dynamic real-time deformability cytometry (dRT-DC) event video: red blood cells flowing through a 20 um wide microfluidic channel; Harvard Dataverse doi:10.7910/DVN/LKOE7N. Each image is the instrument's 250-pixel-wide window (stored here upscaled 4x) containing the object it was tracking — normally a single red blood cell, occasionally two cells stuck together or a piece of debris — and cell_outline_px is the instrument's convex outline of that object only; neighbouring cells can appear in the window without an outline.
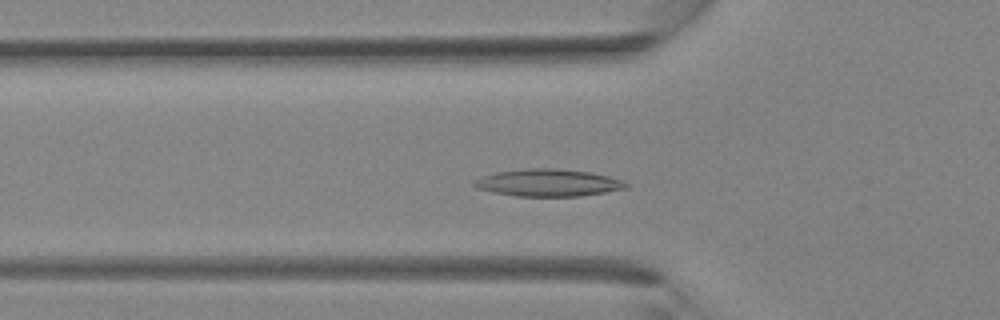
{"species": "Egyptian fruit bat (a non-hibernating species)", "species_latin": "Rousettus aegyptiacus", "temperature_condition": "room temperature", "stored_images_in_passage": 32, "camera_frame_rate_fps": 3000, "um_per_image_px": 0.085, "animal": {"sex": "female"}, "frame": {"image": 1, "passage_image": 9, "time_ms": 2.667, "image_size_px": [1000, 320], "cell_outline_px": [[628, 188], [580, 196], [516, 196], [492, 192], [476, 188], [472, 184], [476, 180], [484, 176], [496, 172], [524, 168], [556, 168], [588, 172], [608, 176], [624, 180], [628, 184]], "centroid_in_image_um": [46.6, 15.53], "position_along_channel_um": 79.2, "area_um2": 24.04}}
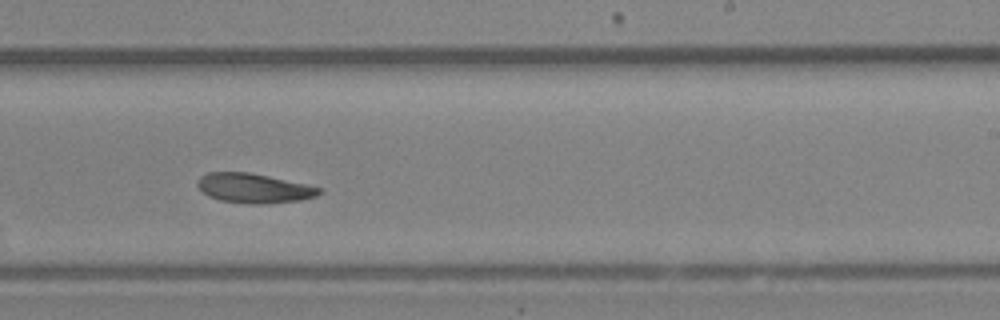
{"frame": {"image": 2, "passage_image": 19, "time_ms": 6.0, "image_size_px": [1000, 320], "cell_outline_px": [[324, 192], [316, 196], [300, 200], [264, 204], [252, 204], [220, 200], [208, 196], [196, 184], [200, 176], [208, 172], [248, 172], [308, 184], [324, 188]], "centroid_in_image_um": [21.63, 15.99], "position_along_channel_um": 267.4, "area_um2": 21.04}}
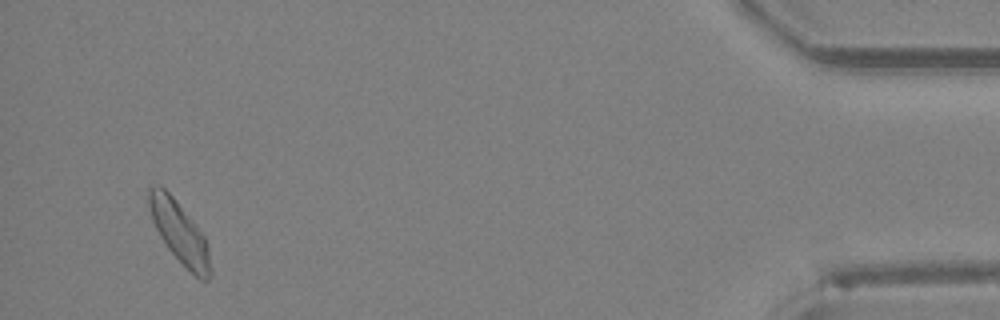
{"frame": {"image": 3, "passage_image": 31, "time_ms": 10.0, "image_size_px": [1000, 320], "cell_outline_px": [[212, 272], [208, 280], [200, 280], [168, 248], [160, 236], [152, 220], [148, 204], [148, 188], [156, 184], [160, 184], [172, 196], [204, 236], [208, 244]], "centroid_in_image_um": [15.25, 19.74], "position_along_channel_um": 419.9, "area_um2": 21.62}}